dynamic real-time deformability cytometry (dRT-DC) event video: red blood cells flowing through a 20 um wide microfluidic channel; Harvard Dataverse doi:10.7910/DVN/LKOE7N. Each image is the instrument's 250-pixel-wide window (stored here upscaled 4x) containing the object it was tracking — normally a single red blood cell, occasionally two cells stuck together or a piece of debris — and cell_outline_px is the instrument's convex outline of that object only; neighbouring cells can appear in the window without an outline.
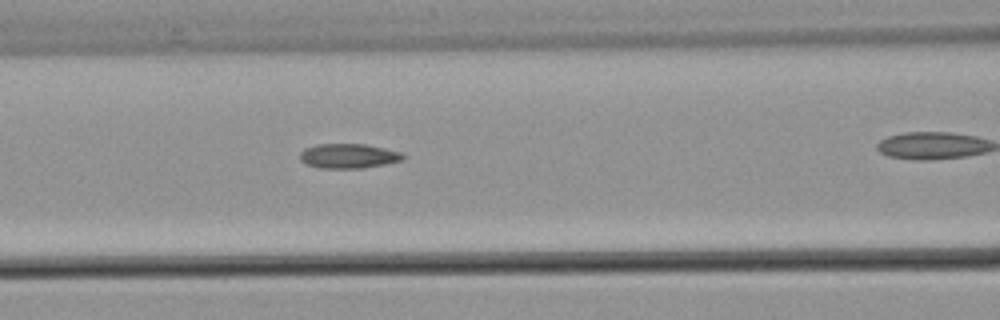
{"species": "common noctule bat (a hibernating species)", "species_latin": "Nyctalus noctula", "temperature_condition": "warm", "stored_images_in_passage": 8, "segment_of_instrument_passage": [1, 2], "camera_frame_rate_fps": 3000, "um_per_image_px": 0.085, "animal": {"sex": "male", "body_mass_g": 21.5, "forearm_length_mm": 52.0}, "frame": {"image": 1, "passage_image": 7, "time_ms": 8.333, "image_size_px": [1000, 320], "cell_outline_px": [[408, 156], [404, 160], [384, 164], [360, 168], [320, 168], [308, 164], [300, 160], [300, 152], [304, 148], [316, 144], [364, 144], [384, 148], [400, 152]], "centroid_in_image_um": [29.63, 13.25], "position_along_channel_um": 137.0, "area_um2": 14.8}}